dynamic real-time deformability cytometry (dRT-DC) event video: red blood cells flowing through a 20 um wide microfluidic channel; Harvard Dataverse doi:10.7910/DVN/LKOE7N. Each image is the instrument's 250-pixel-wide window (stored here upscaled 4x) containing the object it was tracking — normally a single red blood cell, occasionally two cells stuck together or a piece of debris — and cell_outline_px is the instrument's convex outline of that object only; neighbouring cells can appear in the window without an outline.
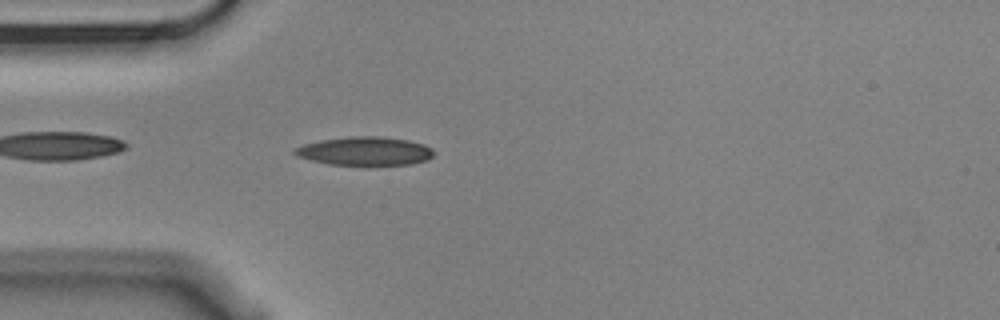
{"species": "Egyptian fruit bat (a non-hibernating species)", "species_latin": "Rousettus aegyptiacus", "temperature_condition": "cold", "stored_images_in_passage": 3, "camera_frame_rate_fps": 3000, "um_per_image_px": 0.085, "animal": {"sex": "male"}, "frame": {"image": 1, "passage_image": 3, "time_ms": 0.667, "image_size_px": [1000, 320], "cell_outline_px": [[432, 156], [428, 160], [412, 164], [328, 164], [296, 156], [292, 152], [296, 148], [304, 144], [320, 140], [348, 136], [380, 136], [408, 140], [424, 144], [432, 148]], "centroid_in_image_um": [31.01, 12.83], "position_along_channel_um": 54.0, "area_um2": 22.95}}